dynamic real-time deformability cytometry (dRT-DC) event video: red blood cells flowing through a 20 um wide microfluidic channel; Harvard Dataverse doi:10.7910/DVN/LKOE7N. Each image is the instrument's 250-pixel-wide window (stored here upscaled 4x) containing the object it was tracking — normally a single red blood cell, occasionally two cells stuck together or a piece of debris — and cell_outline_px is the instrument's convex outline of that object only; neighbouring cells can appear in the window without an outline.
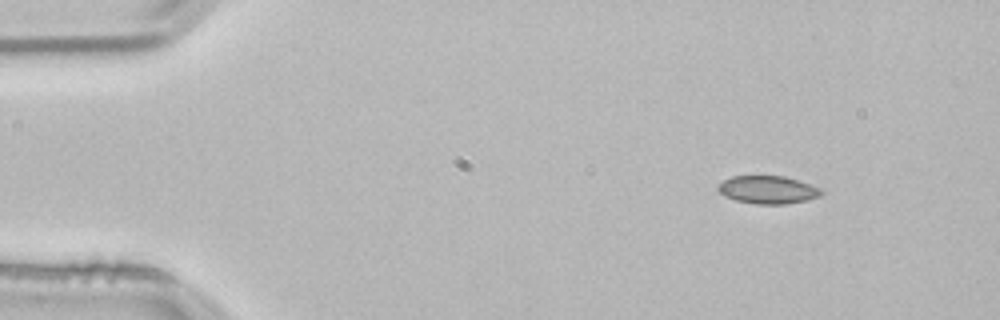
{"species": "common noctule bat (a hibernating species)", "species_latin": "Nyctalus noctula", "temperature_condition": "room temperature", "stored_images_in_passage": 48, "camera_frame_rate_fps": 3000, "um_per_image_px": 0.085, "animal": {"sex": "male", "body_mass_g": 21.5, "forearm_length_mm": 52.0}, "frame": {"image": 1, "passage_image": 1, "time_ms": 0.0, "image_size_px": [1000, 320], "cell_outline_px": [[824, 192], [820, 196], [804, 200], [784, 204], [756, 204], [736, 200], [724, 196], [716, 188], [724, 180], [732, 176], [784, 176], [812, 184], [820, 188]], "centroid_in_image_um": [65.27, 16.12], "position_along_channel_um": 19.7, "area_um2": 16.7}}
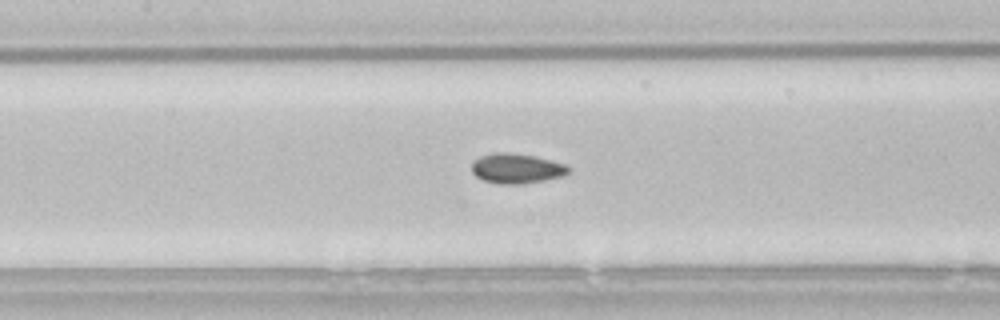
{"frame": {"image": 2, "passage_image": 19, "time_ms": 6.0, "image_size_px": [1000, 320], "cell_outline_px": [[572, 172], [560, 176], [544, 180], [516, 184], [500, 184], [484, 180], [476, 176], [472, 172], [472, 164], [480, 156], [492, 152], [508, 152], [532, 156], [552, 160], [564, 164], [572, 168]], "centroid_in_image_um": [43.92, 14.31], "position_along_channel_um": 163.5, "area_um2": 16.76}}
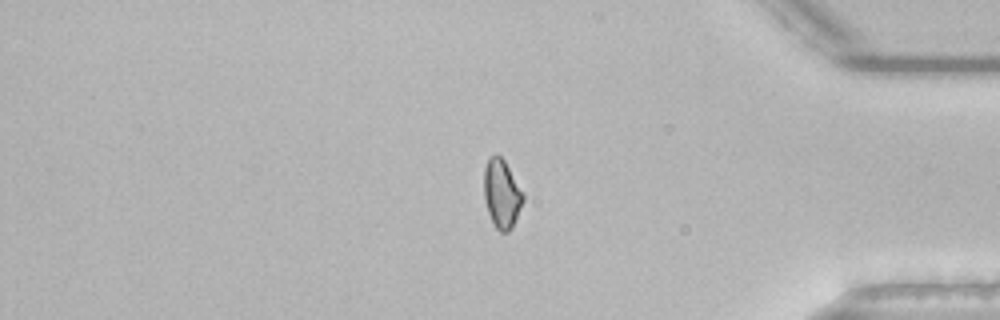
{"frame": {"image": 3, "passage_image": 39, "time_ms": 12.667, "image_size_px": [1000, 320], "cell_outline_px": [[524, 200], [512, 228], [508, 232], [500, 232], [496, 228], [488, 212], [484, 196], [484, 168], [488, 156], [496, 152], [504, 160], [524, 192]], "centroid_in_image_um": [42.65, 16.43], "position_along_channel_um": 392.6, "area_um2": 15.84}, "authors_computed_cell_mechanics": {"area_um2": 15.9817, "velocity_mm_per_s": 3.8443, "shape_relaxation_time_tau1_ms": null, "shape_relaxation_time_tau2_ms": 2.1371, "deformation_change_tau1": null, "deformation_change_tau2": 0.0722}}